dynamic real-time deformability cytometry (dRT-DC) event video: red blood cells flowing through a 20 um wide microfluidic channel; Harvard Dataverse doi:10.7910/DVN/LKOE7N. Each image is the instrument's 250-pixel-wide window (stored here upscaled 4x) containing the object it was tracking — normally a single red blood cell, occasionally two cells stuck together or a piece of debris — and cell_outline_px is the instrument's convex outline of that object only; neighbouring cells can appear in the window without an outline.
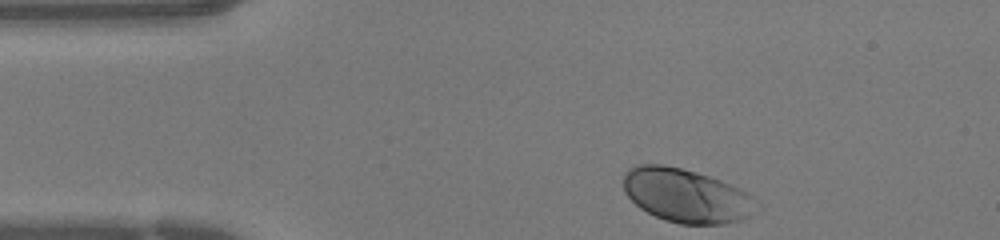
{"species": "human", "species_latin": "Homo sapiens", "temperature_condition": "warm", "stored_images_in_passage": 29, "camera_frame_rate_fps": 3000, "um_per_image_px": 0.085, "donor": {"sex": "female"}, "frame": {"image": 1, "passage_image": 1, "time_ms": 0.0, "image_size_px": [1000, 240], "cell_outline_px": [[756, 200], [748, 216], [740, 220], [728, 224], [680, 224], [656, 216], [640, 208], [624, 192], [624, 172], [628, 168], [636, 164], [664, 164], [696, 172], [720, 180], [740, 188], [752, 196]], "centroid_in_image_um": [58.28, 16.61], "position_along_channel_um": 26.7, "area_um2": 41.33}}
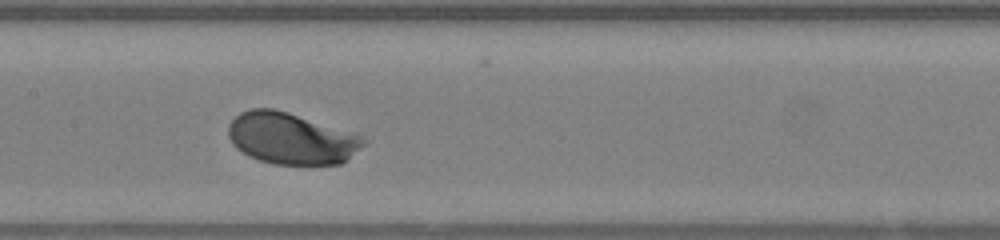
{"frame": {"image": 2, "passage_image": 15, "time_ms": 4.667, "image_size_px": [1000, 240], "cell_outline_px": [[368, 140], [348, 160], [340, 164], [272, 164], [248, 156], [236, 148], [232, 144], [228, 136], [228, 124], [240, 112], [248, 108], [272, 108], [288, 112], [360, 136]], "centroid_in_image_um": [24.69, 11.77], "position_along_channel_um": 182.7, "area_um2": 40.29}}
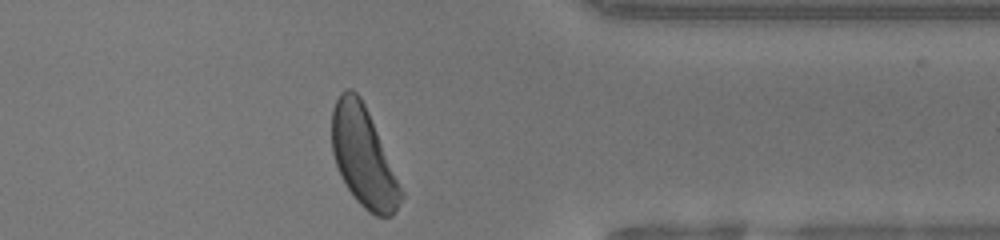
{"frame": {"image": 3, "passage_image": 29, "time_ms": 9.333, "image_size_px": [1000, 240], "cell_outline_px": [[404, 196], [392, 216], [376, 216], [368, 212], [356, 200], [340, 176], [332, 152], [332, 108], [340, 92], [344, 88], [352, 88], [360, 96], [368, 112], [404, 192]], "centroid_in_image_um": [30.88, 13.33], "position_along_channel_um": 380.5, "area_um2": 39.94}}